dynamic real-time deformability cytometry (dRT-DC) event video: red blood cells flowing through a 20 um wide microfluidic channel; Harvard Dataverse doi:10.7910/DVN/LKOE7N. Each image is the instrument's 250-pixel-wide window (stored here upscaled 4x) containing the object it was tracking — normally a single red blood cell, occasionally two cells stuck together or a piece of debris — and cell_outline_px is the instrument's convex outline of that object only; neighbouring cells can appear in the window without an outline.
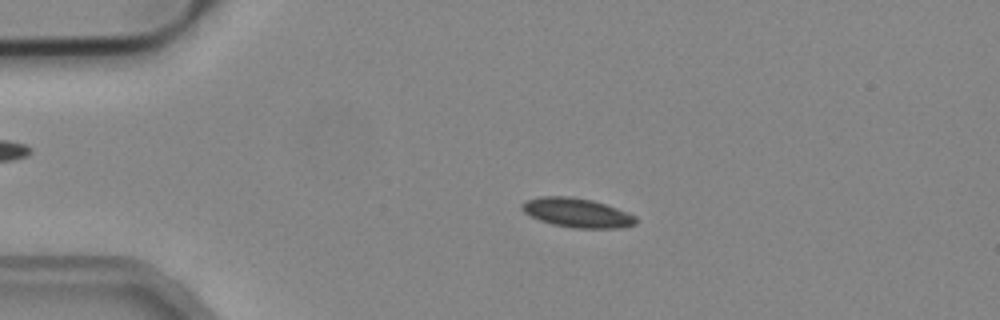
{"species": "common noctule bat (a hibernating species)", "species_latin": "Nyctalus noctula", "temperature_condition": "cold", "stored_images_in_passage": 4, "camera_frame_rate_fps": 3000, "um_per_image_px": 0.085, "animal": {"sex": "male", "body_mass_g": 19.2, "forearm_length_mm": 51.8}, "frame": {"image": 1, "passage_image": 3, "time_ms": 0.667, "image_size_px": [1000, 320], "cell_outline_px": [[636, 224], [616, 228], [572, 228], [552, 224], [540, 220], [524, 212], [520, 208], [520, 204], [524, 200], [540, 196], [568, 196], [592, 200], [628, 212], [636, 216]], "centroid_in_image_um": [49.01, 18.08], "position_along_channel_um": 36.0, "area_um2": 19.42}}